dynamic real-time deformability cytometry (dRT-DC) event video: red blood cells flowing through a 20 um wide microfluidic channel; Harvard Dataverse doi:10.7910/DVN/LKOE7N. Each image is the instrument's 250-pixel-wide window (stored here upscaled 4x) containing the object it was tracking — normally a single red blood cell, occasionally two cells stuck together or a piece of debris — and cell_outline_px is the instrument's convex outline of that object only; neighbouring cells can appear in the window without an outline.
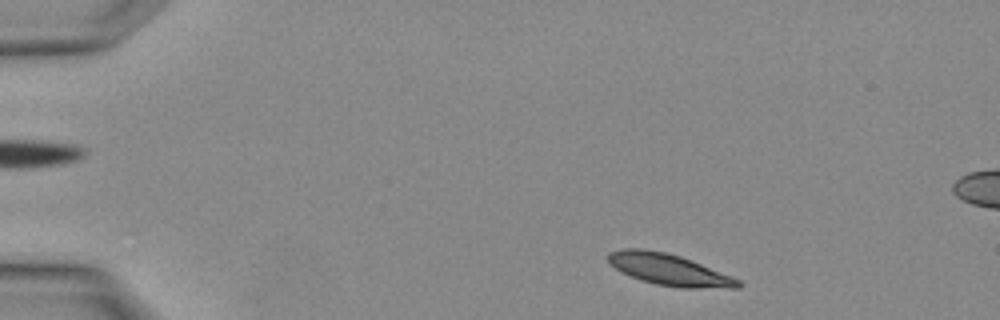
{"species": "Egyptian fruit bat (a non-hibernating species)", "species_latin": "Rousettus aegyptiacus", "temperature_condition": "warm", "stored_images_in_passage": 3, "camera_frame_rate_fps": 3000, "um_per_image_px": 0.085, "animal": {"sex": "female"}, "frame": {"image": 1, "passage_image": 3, "time_ms": 0.667, "image_size_px": [1000, 320], "cell_outline_px": [[744, 284], [740, 288], [680, 288], [656, 284], [632, 276], [616, 268], [608, 260], [608, 252], [624, 248], [640, 248], [664, 252], [680, 256], [732, 276], [740, 280]], "centroid_in_image_um": [56.93, 22.92], "position_along_channel_um": 28.1, "area_um2": 23.52}}